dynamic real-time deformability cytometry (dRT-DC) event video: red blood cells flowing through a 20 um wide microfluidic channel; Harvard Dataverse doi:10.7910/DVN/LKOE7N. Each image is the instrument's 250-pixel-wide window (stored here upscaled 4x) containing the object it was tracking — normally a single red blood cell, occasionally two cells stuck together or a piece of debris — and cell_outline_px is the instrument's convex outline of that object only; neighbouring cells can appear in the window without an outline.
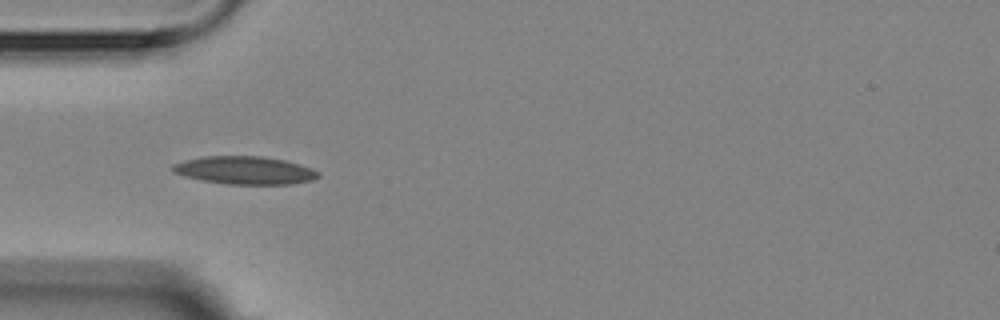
{"species": "Egyptian fruit bat (a non-hibernating species)", "species_latin": "Rousettus aegyptiacus", "temperature_condition": "room temperature", "stored_images_in_passage": 6, "camera_frame_rate_fps": 3000, "um_per_image_px": 0.085, "animal": {"sex": "female"}, "frame": {"image": 1, "passage_image": 5, "time_ms": 5.333, "image_size_px": [1000, 320], "cell_outline_px": [[320, 176], [312, 180], [292, 184], [228, 184], [204, 180], [184, 176], [172, 172], [172, 164], [184, 160], [204, 156], [264, 156], [284, 160], [300, 164], [312, 168], [320, 172]], "centroid_in_image_um": [20.83, 14.47], "position_along_channel_um": 64.2, "area_um2": 23.76}}